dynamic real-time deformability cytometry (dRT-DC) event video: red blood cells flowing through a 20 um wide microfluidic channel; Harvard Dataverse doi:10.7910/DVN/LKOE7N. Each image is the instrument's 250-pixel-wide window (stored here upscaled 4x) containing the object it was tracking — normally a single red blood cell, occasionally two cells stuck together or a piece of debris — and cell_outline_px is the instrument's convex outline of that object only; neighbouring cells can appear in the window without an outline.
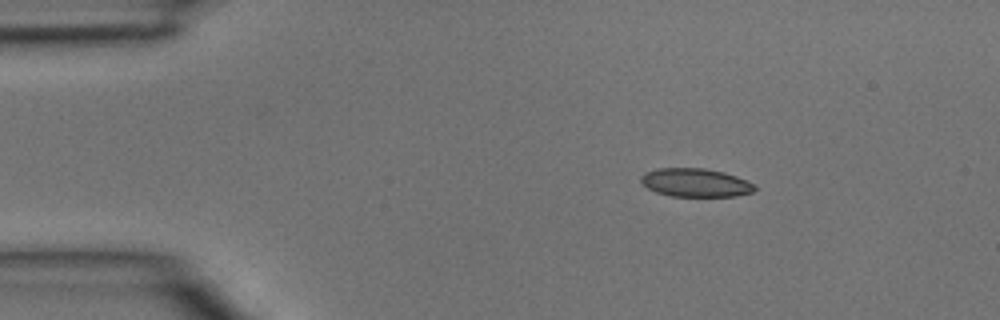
{"species": "common noctule bat (a hibernating species)", "species_latin": "Nyctalus noctula", "temperature_condition": "room temperature", "stored_images_in_passage": 4, "segment_of_instrument_passage": [1, 2], "camera_frame_rate_fps": 3000, "um_per_image_px": 0.085, "animal": {"sex": "male", "body_mass_g": 15.6}, "frame": {"image": 1, "passage_image": 2, "time_ms": 0.333, "image_size_px": [1000, 320], "cell_outline_px": [[756, 188], [752, 192], [736, 196], [672, 196], [656, 192], [648, 188], [640, 180], [640, 176], [644, 172], [656, 168], [704, 168], [724, 172], [736, 176], [752, 184]], "centroid_in_image_um": [59.07, 15.51], "position_along_channel_um": 25.9, "area_um2": 18.73}}
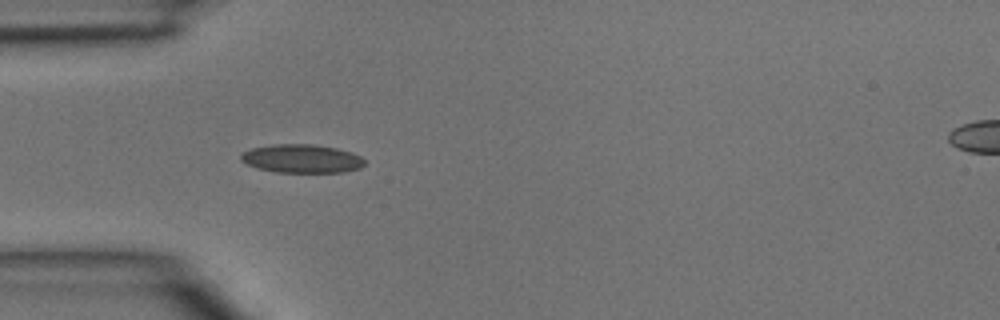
{"frame": {"image": 2, "passage_image": 3, "time_ms": 0.667, "image_size_px": [1000, 320], "cell_outline_px": [[364, 164], [360, 168], [344, 172], [276, 172], [256, 168], [240, 160], [240, 156], [244, 152], [252, 148], [272, 144], [312, 144], [336, 148], [352, 152], [360, 156], [364, 160]], "centroid_in_image_um": [25.65, 13.48], "position_along_channel_um": 59.4, "area_um2": 20.52}}